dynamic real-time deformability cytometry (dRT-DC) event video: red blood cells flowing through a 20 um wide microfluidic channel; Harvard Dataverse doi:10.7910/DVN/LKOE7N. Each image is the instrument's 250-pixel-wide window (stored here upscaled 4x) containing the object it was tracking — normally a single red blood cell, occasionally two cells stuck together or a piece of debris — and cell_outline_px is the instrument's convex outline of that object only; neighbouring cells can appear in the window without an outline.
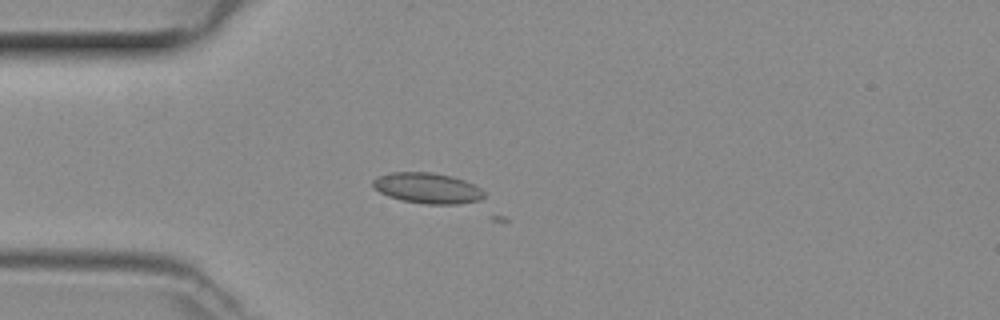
{"species": "common noctule bat (a hibernating species)", "species_latin": "Nyctalus noctula", "temperature_condition": "room temperature", "stored_images_in_passage": 2, "camera_frame_rate_fps": 3000, "um_per_image_px": 0.085, "animal": {"sex": "female", "body_mass_g": 29.2, "forearm_length_mm": 56.3}, "frame": {"image": 1, "passage_image": 1, "time_ms": 0.0, "image_size_px": [1000, 320], "cell_outline_px": [[484, 196], [480, 200], [460, 204], [428, 204], [400, 200], [388, 196], [380, 192], [372, 184], [372, 180], [376, 176], [392, 172], [432, 172], [452, 176], [464, 180], [480, 188], [484, 192]], "centroid_in_image_um": [36.32, 15.98], "position_along_channel_um": 48.7, "area_um2": 19.88}}